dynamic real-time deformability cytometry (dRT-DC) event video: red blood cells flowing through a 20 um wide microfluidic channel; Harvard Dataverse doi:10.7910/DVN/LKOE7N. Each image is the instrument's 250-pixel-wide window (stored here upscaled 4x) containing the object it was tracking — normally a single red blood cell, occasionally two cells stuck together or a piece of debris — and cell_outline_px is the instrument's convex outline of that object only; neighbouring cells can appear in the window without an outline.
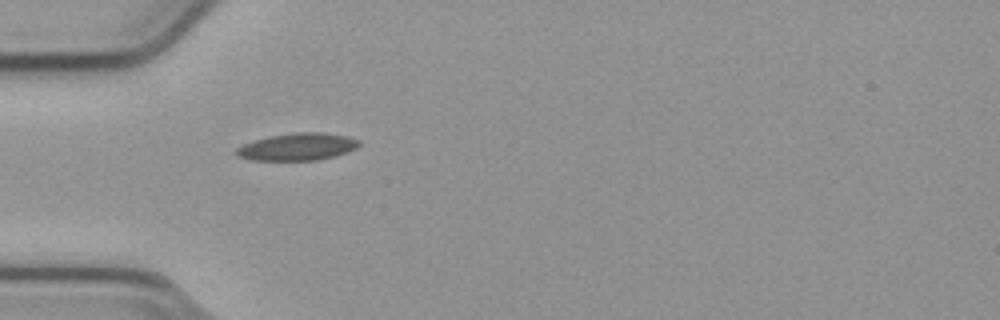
{"species": "common noctule bat (a hibernating species)", "species_latin": "Nyctalus noctula", "temperature_condition": "cold", "stored_images_in_passage": 38, "camera_frame_rate_fps": 3000, "um_per_image_px": 0.085, "animal": {"sex": "male", "body_mass_g": 23.1, "forearm_length_mm": 52.7}, "frame": {"image": 1, "passage_image": 1, "time_ms": 0.0, "image_size_px": [1000, 320], "cell_outline_px": [[360, 144], [356, 148], [348, 152], [336, 156], [316, 160], [252, 160], [240, 156], [236, 152], [236, 148], [244, 144], [268, 136], [292, 132], [324, 132], [348, 136], [360, 140]], "centroid_in_image_um": [25.35, 12.46], "position_along_channel_um": 59.7, "area_um2": 19.54}}
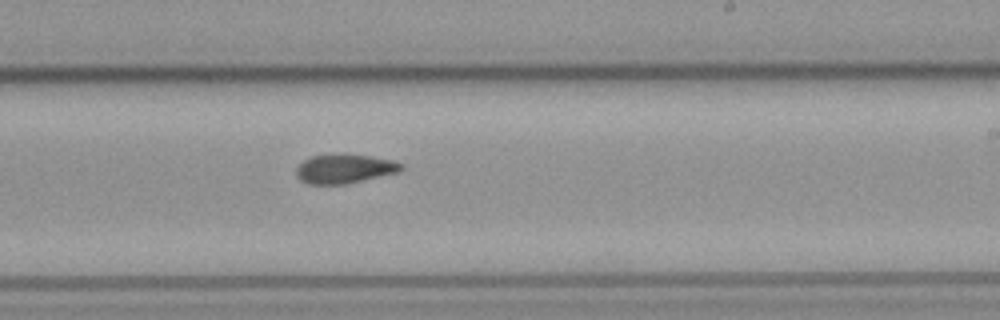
{"frame": {"image": 2, "passage_image": 17, "time_ms": 5.333, "image_size_px": [1000, 320], "cell_outline_px": [[404, 168], [400, 172], [348, 184], [308, 184], [300, 180], [296, 176], [296, 168], [304, 160], [312, 156], [372, 156], [392, 160], [404, 164]], "centroid_in_image_um": [29.33, 14.38], "position_along_channel_um": 259.7, "area_um2": 17.51}}
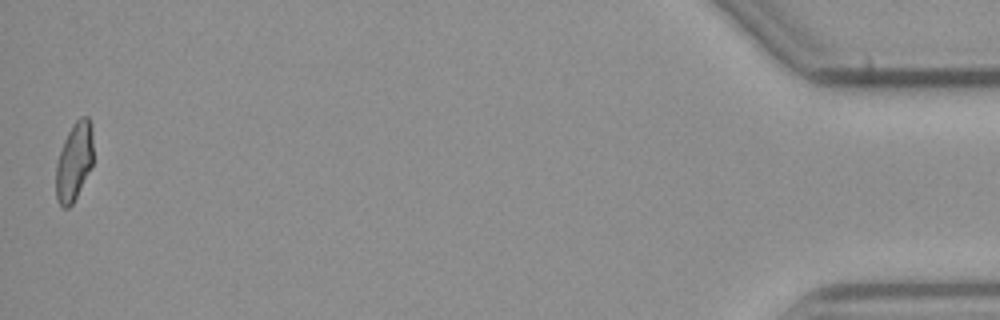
{"frame": {"image": 3, "passage_image": 38, "time_ms": 12.333, "image_size_px": [1000, 320], "cell_outline_px": [[92, 168], [72, 204], [68, 208], [60, 208], [56, 200], [56, 164], [64, 140], [72, 124], [80, 116], [88, 116], [92, 124]], "centroid_in_image_um": [6.3, 13.75], "position_along_channel_um": 428.9, "area_um2": 17.22}, "authors_computed_cell_mechanics": {"area_um2": 17.8602, "velocity_mm_per_s": 3.8014, "shape_relaxation_time_tau1_ms": null, "shape_relaxation_time_tau2_ms": 4.3389, "deformation_change_tau1": null, "deformation_change_tau2": 0.0845}}